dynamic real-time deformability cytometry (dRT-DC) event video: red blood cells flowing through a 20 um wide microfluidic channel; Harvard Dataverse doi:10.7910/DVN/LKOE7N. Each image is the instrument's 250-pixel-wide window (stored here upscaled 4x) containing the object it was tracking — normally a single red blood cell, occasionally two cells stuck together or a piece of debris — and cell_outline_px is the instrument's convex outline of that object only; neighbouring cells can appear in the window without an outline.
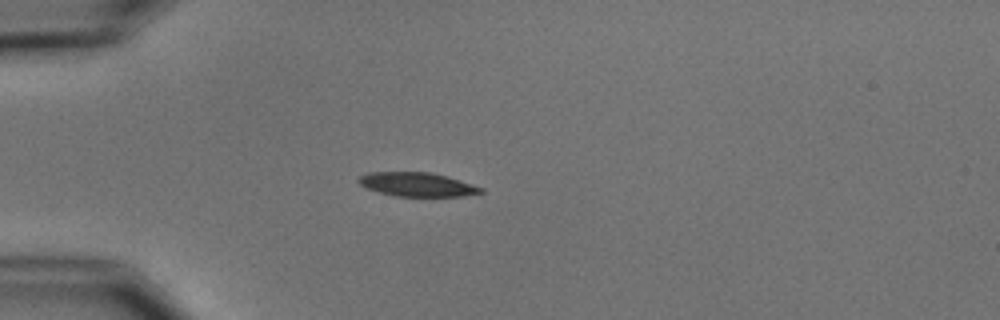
{"species": "common noctule bat (a hibernating species)", "species_latin": "Nyctalus noctula", "temperature_condition": "cold", "stored_images_in_passage": 7, "camera_frame_rate_fps": 3000, "um_per_image_px": 0.085, "animal": {"sex": "male", "body_mass_g": 15.6}, "frame": {"image": 1, "passage_image": 4, "time_ms": 3.667, "image_size_px": [1000, 320], "cell_outline_px": [[484, 192], [464, 196], [396, 196], [380, 192], [368, 188], [360, 184], [356, 180], [360, 176], [368, 172], [432, 172], [448, 176], [484, 188]], "centroid_in_image_um": [35.48, 15.67], "position_along_channel_um": 49.5, "area_um2": 17.05}}